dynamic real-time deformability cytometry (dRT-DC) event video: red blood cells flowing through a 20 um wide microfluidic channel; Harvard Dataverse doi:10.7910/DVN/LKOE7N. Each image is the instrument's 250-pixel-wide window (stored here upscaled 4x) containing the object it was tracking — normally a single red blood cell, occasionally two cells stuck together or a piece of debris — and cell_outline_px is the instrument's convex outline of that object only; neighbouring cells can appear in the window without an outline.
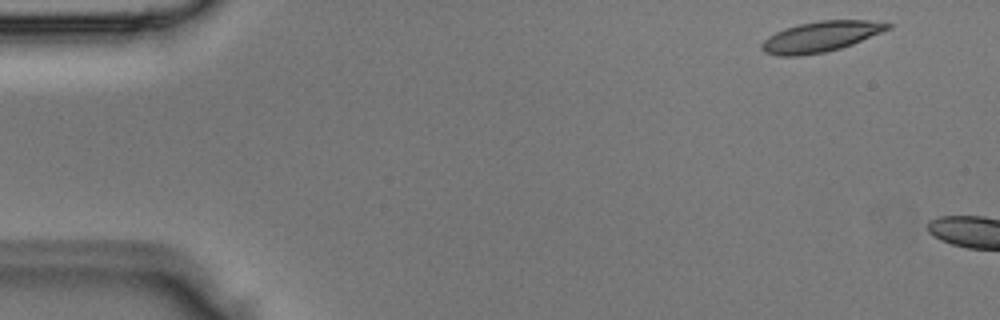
{"species": "Egyptian fruit bat (a non-hibernating species)", "species_latin": "Rousettus aegyptiacus", "temperature_condition": "room temperature", "stored_images_in_passage": 3, "camera_frame_rate_fps": 3000, "um_per_image_px": 0.085, "animal": {"sex": "male"}, "frame": {"image": 1, "passage_image": 1, "time_ms": 0.0, "image_size_px": [1000, 320], "cell_outline_px": [[892, 28], [852, 44], [840, 48], [824, 52], [800, 56], [776, 56], [764, 52], [760, 48], [760, 44], [768, 36], [784, 28], [800, 24], [820, 20], [868, 20], [892, 24]], "centroid_in_image_um": [69.73, 3.12], "position_along_channel_um": 15.3, "area_um2": 22.43}}